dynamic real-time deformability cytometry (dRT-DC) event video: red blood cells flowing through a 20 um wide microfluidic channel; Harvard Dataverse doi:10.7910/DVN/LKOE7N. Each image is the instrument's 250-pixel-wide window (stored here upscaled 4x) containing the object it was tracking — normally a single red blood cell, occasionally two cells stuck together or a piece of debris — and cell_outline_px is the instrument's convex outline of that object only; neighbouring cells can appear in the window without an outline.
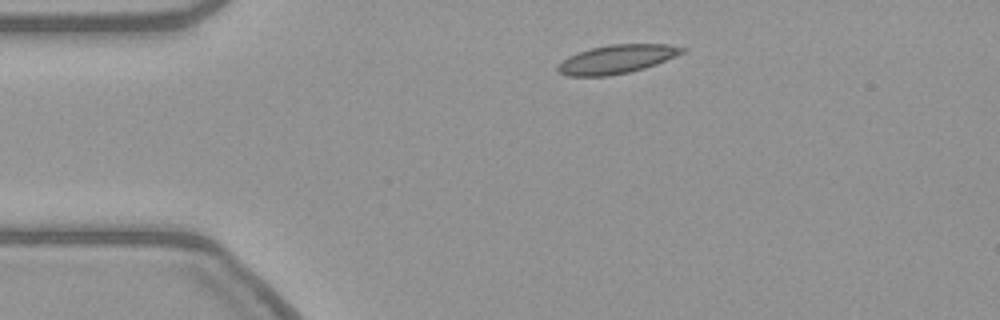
{"species": "common noctule bat (a hibernating species)", "species_latin": "Nyctalus noctula", "temperature_condition": "warm", "stored_images_in_passage": 45, "camera_frame_rate_fps": 3000, "um_per_image_px": 0.085, "animal": {"sex": "female", "body_mass_g": 21.9}, "frame": {"image": 1, "passage_image": 1, "time_ms": 0.0, "image_size_px": [1000, 320], "cell_outline_px": [[688, 48], [684, 52], [656, 64], [644, 68], [628, 72], [608, 76], [568, 76], [556, 72], [556, 64], [568, 56], [592, 48], [608, 44], [668, 44]], "centroid_in_image_um": [52.38, 5.03], "position_along_channel_um": 32.6, "area_um2": 20.81}}
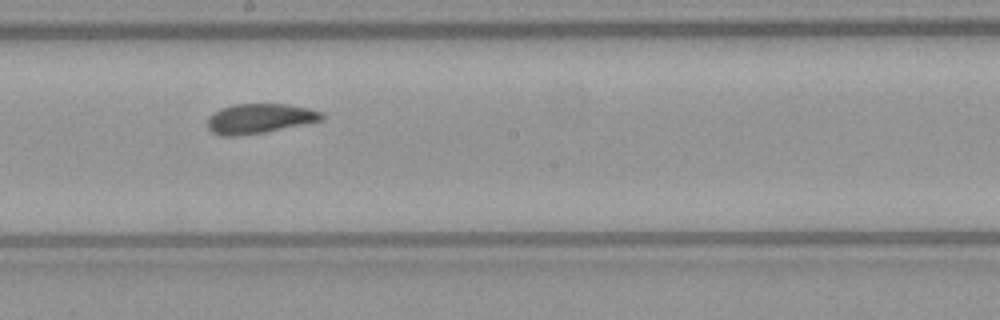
{"frame": {"image": 2, "passage_image": 20, "time_ms": 6.333, "image_size_px": [1000, 320], "cell_outline_px": [[324, 120], [264, 132], [240, 136], [224, 136], [212, 132], [208, 128], [208, 116], [224, 108], [236, 104], [288, 104], [308, 108], [320, 112], [324, 116]], "centroid_in_image_um": [22.08, 10.08], "position_along_channel_um": 226.1, "area_um2": 19.59}}
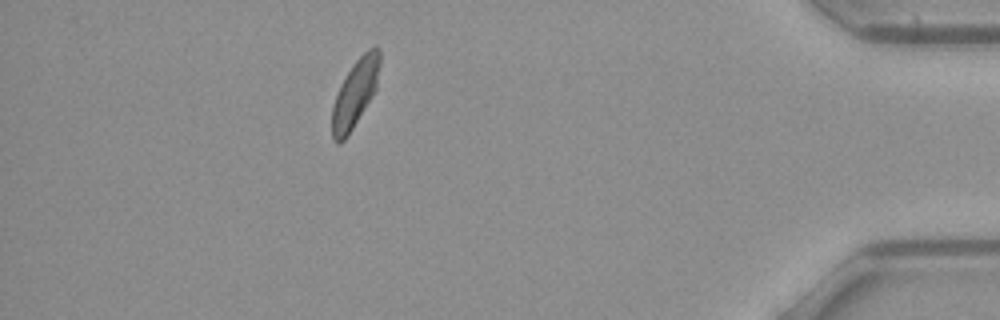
{"frame": {"image": 3, "passage_image": 39, "time_ms": 12.667, "image_size_px": [1000, 320], "cell_outline_px": [[380, 64], [376, 88], [372, 96], [348, 136], [340, 144], [336, 144], [332, 140], [332, 108], [340, 84], [356, 60], [368, 48], [376, 44], [380, 48]], "centroid_in_image_um": [30.18, 7.93], "position_along_channel_um": 405.0, "area_um2": 18.79}}